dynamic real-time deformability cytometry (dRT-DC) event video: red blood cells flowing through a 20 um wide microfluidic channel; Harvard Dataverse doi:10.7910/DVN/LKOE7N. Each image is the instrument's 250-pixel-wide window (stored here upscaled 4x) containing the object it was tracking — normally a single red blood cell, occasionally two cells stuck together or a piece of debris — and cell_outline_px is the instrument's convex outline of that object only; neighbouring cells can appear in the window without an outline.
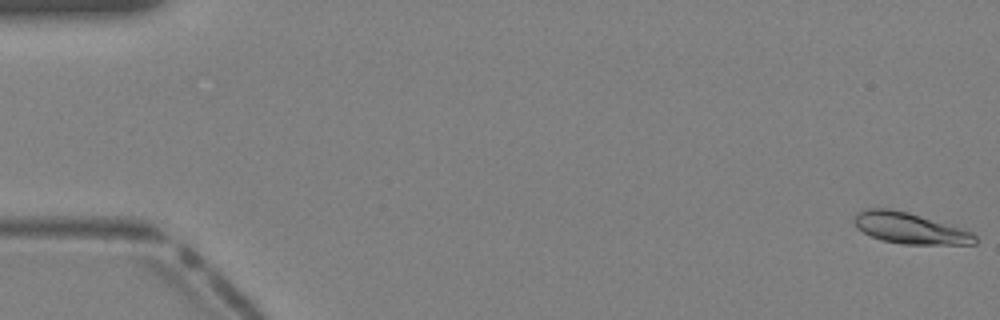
{"species": "Egyptian fruit bat (a non-hibernating species)", "species_latin": "Rousettus aegyptiacus", "temperature_condition": "warm", "stored_images_in_passage": 41, "camera_frame_rate_fps": 3000, "um_per_image_px": 0.085, "animal": {"sex": "female"}, "frame": {"image": 1, "passage_image": 1, "time_ms": 0.0, "image_size_px": [1000, 320], "cell_outline_px": [[976, 244], [904, 244], [880, 240], [856, 228], [852, 220], [856, 212], [864, 208], [888, 208], [908, 212], [960, 228], [972, 232], [976, 236]], "centroid_in_image_um": [77.26, 19.39], "position_along_channel_um": 7.7, "area_um2": 21.79}}
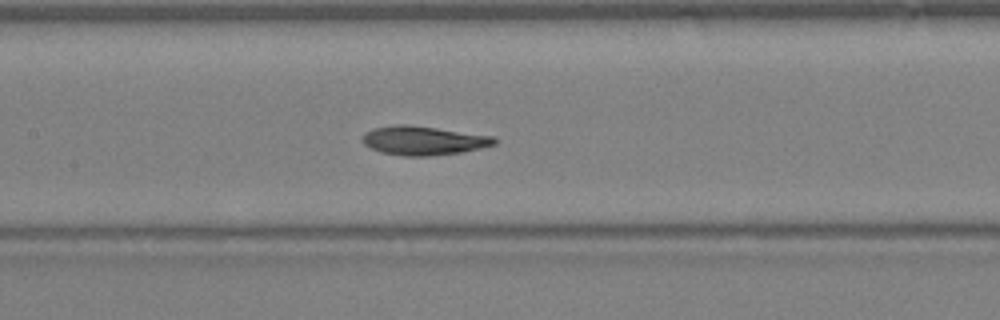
{"frame": {"image": 2, "passage_image": 20, "time_ms": 6.333, "image_size_px": [1000, 320], "cell_outline_px": [[496, 144], [480, 148], [460, 152], [428, 156], [404, 156], [380, 152], [364, 144], [364, 136], [372, 128], [396, 124], [408, 124], [496, 136]], "centroid_in_image_um": [36.03, 11.94], "position_along_channel_um": 171.4, "area_um2": 22.14}}
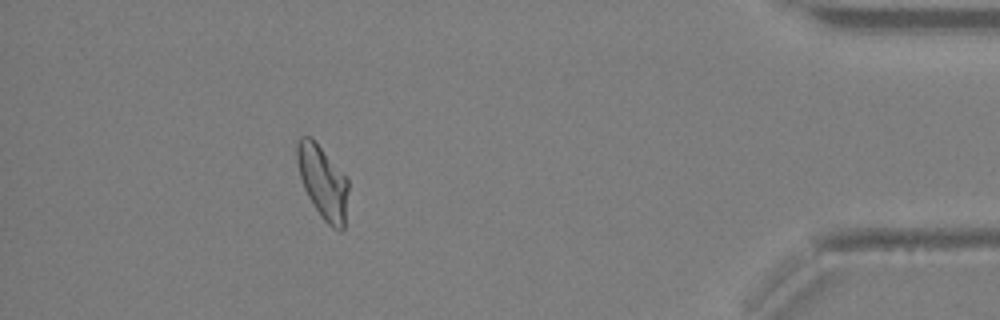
{"frame": {"image": 3, "passage_image": 37, "time_ms": 12.0, "image_size_px": [1000, 320], "cell_outline_px": [[348, 188], [344, 228], [340, 232], [332, 228], [320, 216], [312, 204], [304, 188], [300, 176], [296, 160], [296, 144], [300, 136], [312, 136], [348, 180]], "centroid_in_image_um": [27.42, 15.47], "position_along_channel_um": 407.8, "area_um2": 21.85}}